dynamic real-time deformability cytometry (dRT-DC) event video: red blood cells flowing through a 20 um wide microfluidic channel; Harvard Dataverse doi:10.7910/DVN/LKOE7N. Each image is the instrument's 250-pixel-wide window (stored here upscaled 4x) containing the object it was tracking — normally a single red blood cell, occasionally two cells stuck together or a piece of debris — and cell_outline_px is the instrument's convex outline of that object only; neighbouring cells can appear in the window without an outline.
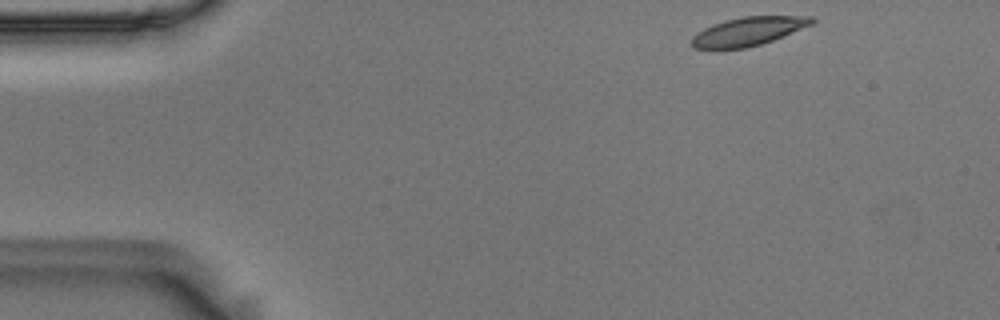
{"species": "Egyptian fruit bat (a non-hibernating species)", "species_latin": "Rousettus aegyptiacus", "temperature_condition": "room temperature", "stored_images_in_passage": 50, "camera_frame_rate_fps": 3000, "um_per_image_px": 0.085, "animal": {"sex": "male"}, "frame": {"image": 1, "passage_image": 1, "time_ms": 0.0, "image_size_px": [1000, 320], "cell_outline_px": [[816, 20], [812, 24], [772, 40], [760, 44], [744, 48], [716, 52], [692, 48], [692, 36], [696, 32], [712, 24], [724, 20], [744, 16], [812, 16]], "centroid_in_image_um": [63.48, 2.7], "position_along_channel_um": 21.5, "area_um2": 20.52}}
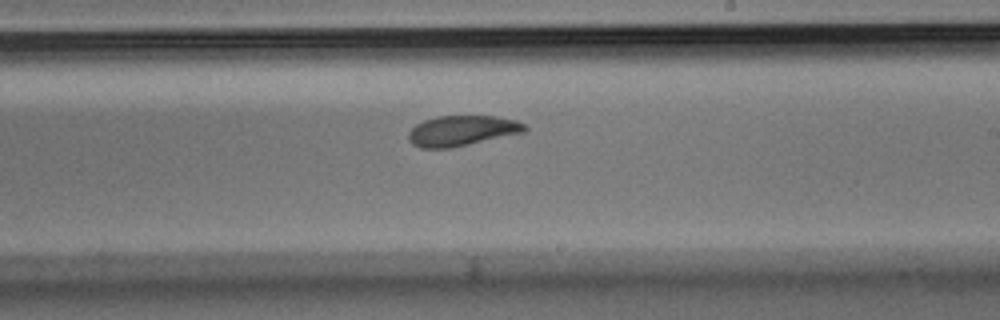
{"frame": {"image": 2, "passage_image": 27, "time_ms": 8.667, "image_size_px": [1000, 320], "cell_outline_px": [[528, 128], [524, 132], [452, 148], [420, 148], [412, 144], [408, 140], [408, 132], [416, 124], [424, 120], [436, 116], [496, 116], [516, 120], [524, 124]], "centroid_in_image_um": [39.24, 11.11], "position_along_channel_um": 249.8, "area_um2": 20.63}}
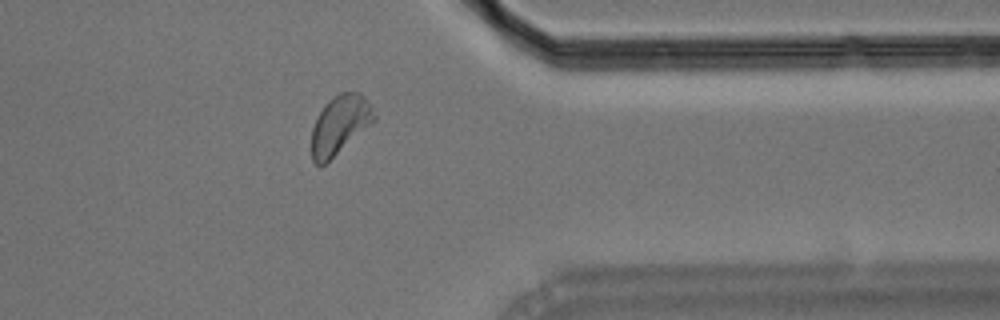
{"frame": {"image": 3, "passage_image": 39, "time_ms": 12.667, "image_size_px": [1000, 320], "cell_outline_px": [[376, 120], [320, 168], [312, 160], [312, 128], [324, 104], [332, 96], [340, 92], [360, 92], [364, 96], [372, 108], [376, 116]], "centroid_in_image_um": [28.88, 10.6], "position_along_channel_um": 382.5, "area_um2": 21.33}, "authors_computed_cell_mechanics": {"area_um2": 21.2415, "velocity_mm_per_s": 3.5759, "shape_relaxation_time_tau1_ms": 5.0544, "shape_relaxation_time_tau2_ms": 2.9656, "deformation_change_tau1": 0.115, "deformation_change_tau2": 0.0696}}